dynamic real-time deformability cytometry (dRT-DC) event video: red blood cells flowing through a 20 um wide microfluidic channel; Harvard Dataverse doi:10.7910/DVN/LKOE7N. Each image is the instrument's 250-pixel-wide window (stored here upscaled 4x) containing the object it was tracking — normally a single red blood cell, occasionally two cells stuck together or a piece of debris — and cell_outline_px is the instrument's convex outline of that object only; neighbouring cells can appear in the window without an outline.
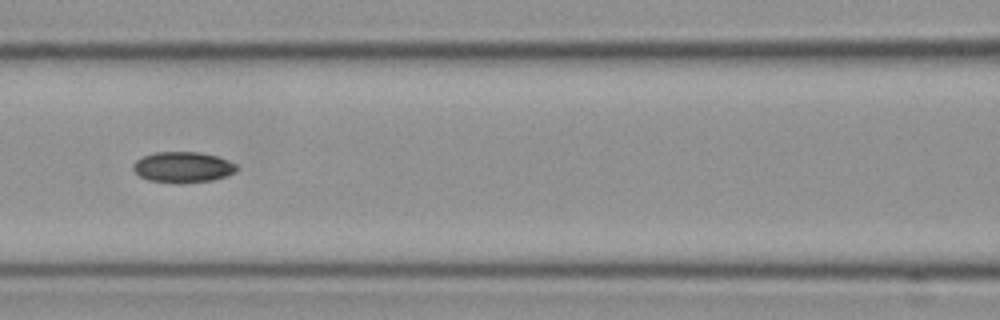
{"species": "Egyptian fruit bat (a non-hibernating species)", "species_latin": "Rousettus aegyptiacus", "temperature_condition": "cold", "stored_images_in_passage": 16, "segment_of_instrument_passage": [2, 2], "camera_frame_rate_fps": 3000, "um_per_image_px": 0.085, "frame": {"image": 1, "passage_image": 7, "time_ms": 2.0, "image_size_px": [1000, 320], "cell_outline_px": [[240, 168], [236, 172], [212, 180], [180, 184], [176, 184], [148, 180], [140, 176], [132, 168], [132, 164], [136, 160], [144, 156], [156, 152], [200, 152], [216, 156], [228, 160], [236, 164]], "centroid_in_image_um": [15.55, 14.22], "position_along_channel_um": 151.0, "area_um2": 18.73}}
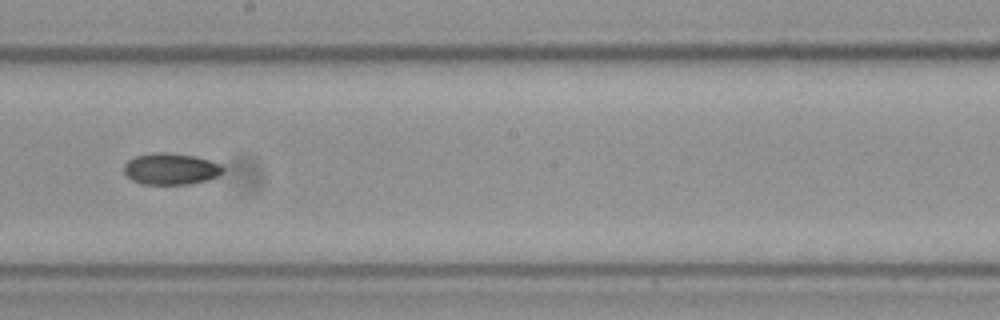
{"frame": {"image": 2, "passage_image": 9, "time_ms": 2.667, "image_size_px": [1000, 320], "cell_outline_px": [[224, 172], [208, 180], [188, 184], [140, 184], [132, 180], [124, 172], [124, 164], [128, 160], [136, 156], [152, 152], [164, 152], [196, 156], [220, 164], [224, 168]], "centroid_in_image_um": [14.51, 14.35], "position_along_channel_um": 233.7, "area_um2": 18.21}}
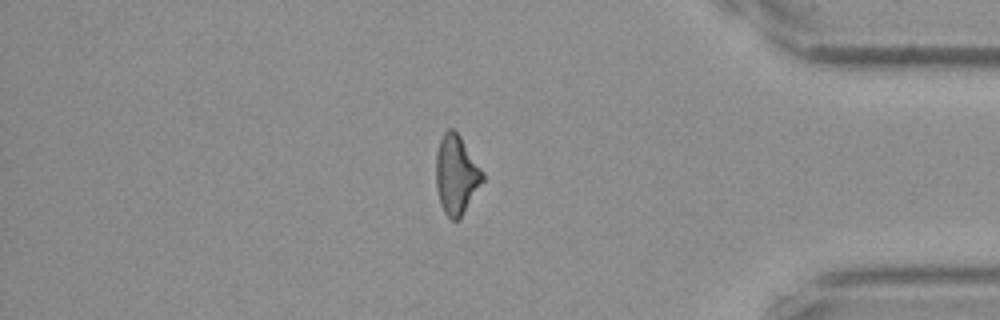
{"frame": {"image": 3, "passage_image": 16, "time_ms": 5.0, "image_size_px": [1000, 320], "cell_outline_px": [[484, 180], [460, 220], [452, 220], [444, 212], [440, 204], [436, 188], [436, 152], [440, 140], [444, 132], [448, 128], [452, 128], [460, 136], [484, 172]], "centroid_in_image_um": [38.79, 14.87], "position_along_channel_um": 396.4, "area_um2": 21.62}}